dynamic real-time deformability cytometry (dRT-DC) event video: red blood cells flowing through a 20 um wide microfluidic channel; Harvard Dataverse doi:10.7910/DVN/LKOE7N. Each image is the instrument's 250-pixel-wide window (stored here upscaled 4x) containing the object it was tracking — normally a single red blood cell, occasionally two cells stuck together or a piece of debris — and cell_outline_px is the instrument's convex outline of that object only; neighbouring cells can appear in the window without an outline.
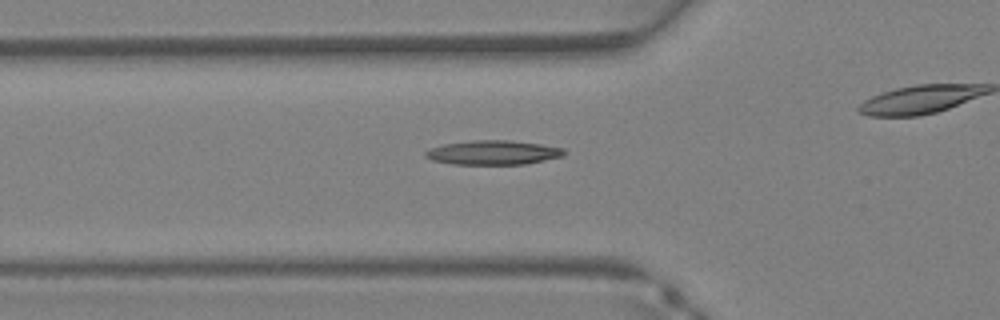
{"species": "Egyptian fruit bat (a non-hibernating species)", "species_latin": "Rousettus aegyptiacus", "temperature_condition": "warm", "stored_images_in_passage": 31, "camera_frame_rate_fps": 3000, "um_per_image_px": 0.085, "animal": {"sex": "female"}, "frame": {"image": 1, "passage_image": 14, "time_ms": 4.333, "image_size_px": [1000, 320], "cell_outline_px": [[564, 156], [524, 164], [452, 164], [432, 160], [424, 156], [424, 152], [428, 148], [444, 144], [472, 140], [508, 140], [540, 144], [564, 148]], "centroid_in_image_um": [41.87, 12.96], "position_along_channel_um": 83.9, "area_um2": 19.59}}
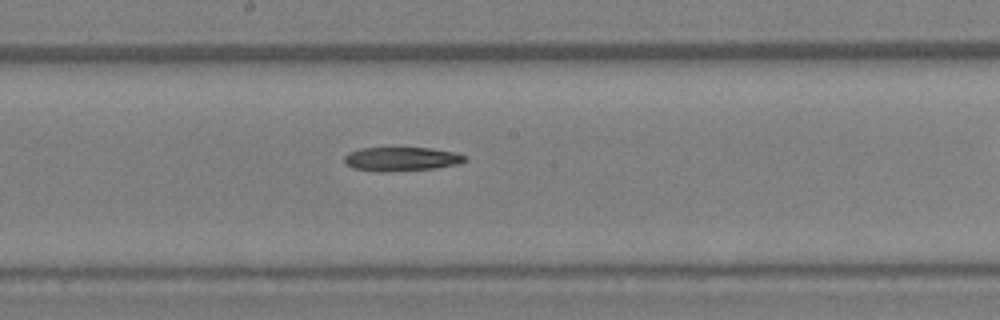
{"frame": {"image": 2, "passage_image": 21, "time_ms": 6.667, "image_size_px": [1000, 320], "cell_outline_px": [[468, 160], [460, 164], [432, 168], [384, 172], [380, 172], [352, 168], [344, 164], [344, 156], [348, 152], [360, 148], [432, 148], [452, 152], [464, 156]], "centroid_in_image_um": [34.06, 13.52], "position_along_channel_um": 214.1, "area_um2": 16.82}}
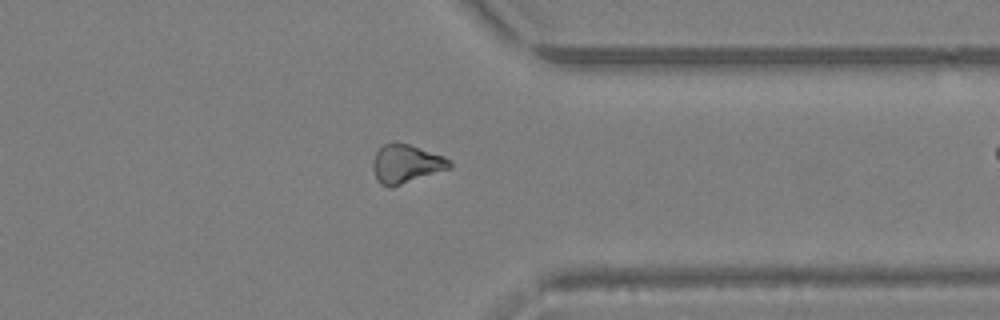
{"frame": {"image": 3, "passage_image": 30, "time_ms": 9.667, "image_size_px": [1000, 320], "cell_outline_px": [[452, 168], [392, 188], [388, 188], [380, 184], [376, 180], [372, 168], [372, 164], [376, 152], [384, 144], [408, 144], [444, 156], [452, 160]], "centroid_in_image_um": [34.54, 13.98], "position_along_channel_um": 376.9, "area_um2": 17.4}}